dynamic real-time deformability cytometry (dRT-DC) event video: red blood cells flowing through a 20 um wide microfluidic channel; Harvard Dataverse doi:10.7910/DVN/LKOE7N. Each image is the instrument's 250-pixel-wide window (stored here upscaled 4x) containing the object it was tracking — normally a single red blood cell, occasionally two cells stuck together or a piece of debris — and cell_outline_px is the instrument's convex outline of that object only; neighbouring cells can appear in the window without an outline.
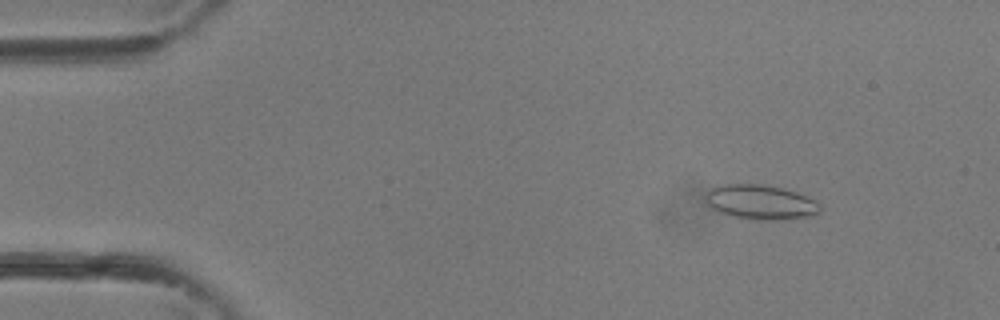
{"species": "common noctule bat (a hibernating species)", "species_latin": "Nyctalus noctula", "temperature_condition": "room temperature", "stored_images_in_passage": 34, "camera_frame_rate_fps": 3000, "um_per_image_px": 0.085, "animal": {"sex": "female"}, "frame": {"image": 1, "passage_image": 3, "time_ms": 0.667, "image_size_px": [1000, 320], "cell_outline_px": [[820, 212], [812, 216], [784, 220], [752, 220], [732, 216], [712, 208], [704, 200], [708, 192], [712, 188], [724, 184], [760, 184], [784, 188], [796, 192], [820, 204]], "centroid_in_image_um": [64.66, 17.2], "position_along_channel_um": 20.3, "area_um2": 23.06}}
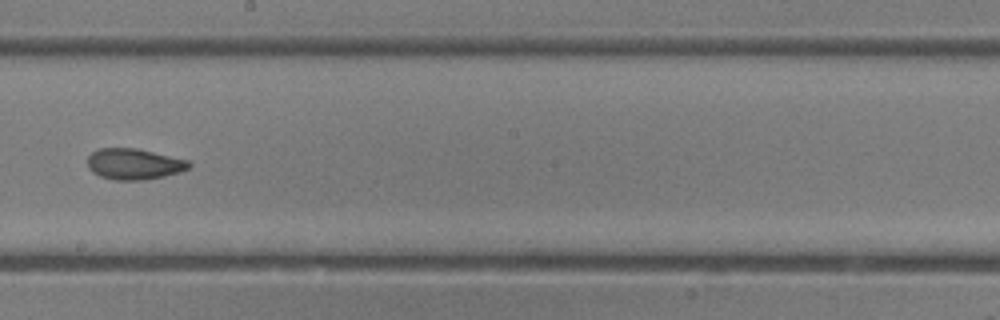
{"frame": {"image": 2, "passage_image": 19, "time_ms": 6.0, "image_size_px": [1000, 320], "cell_outline_px": [[192, 164], [188, 168], [180, 172], [164, 176], [144, 180], [116, 180], [100, 176], [92, 172], [88, 168], [88, 156], [92, 152], [100, 148], [136, 148], [188, 160]], "centroid_in_image_um": [11.38, 13.94], "position_along_channel_um": 236.8, "area_um2": 18.26}}
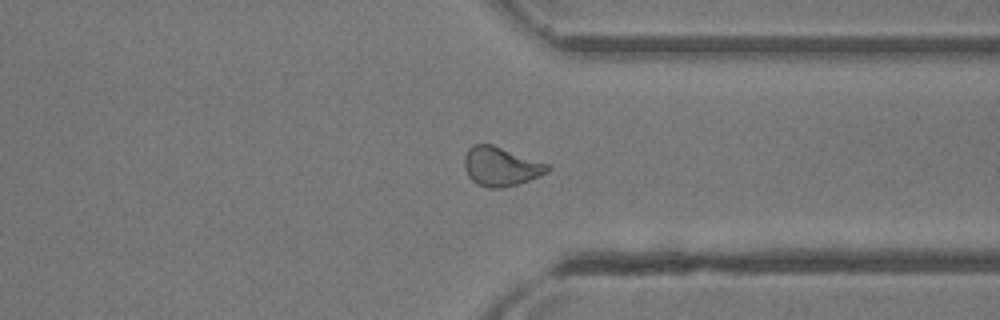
{"frame": {"image": 3, "passage_image": 26, "time_ms": 8.333, "image_size_px": [1000, 320], "cell_outline_px": [[552, 168], [548, 172], [528, 180], [504, 188], [488, 188], [476, 184], [468, 176], [464, 168], [464, 156], [468, 148], [472, 144], [492, 144], [548, 164]], "centroid_in_image_um": [42.53, 14.15], "position_along_channel_um": 368.9, "area_um2": 18.96}}